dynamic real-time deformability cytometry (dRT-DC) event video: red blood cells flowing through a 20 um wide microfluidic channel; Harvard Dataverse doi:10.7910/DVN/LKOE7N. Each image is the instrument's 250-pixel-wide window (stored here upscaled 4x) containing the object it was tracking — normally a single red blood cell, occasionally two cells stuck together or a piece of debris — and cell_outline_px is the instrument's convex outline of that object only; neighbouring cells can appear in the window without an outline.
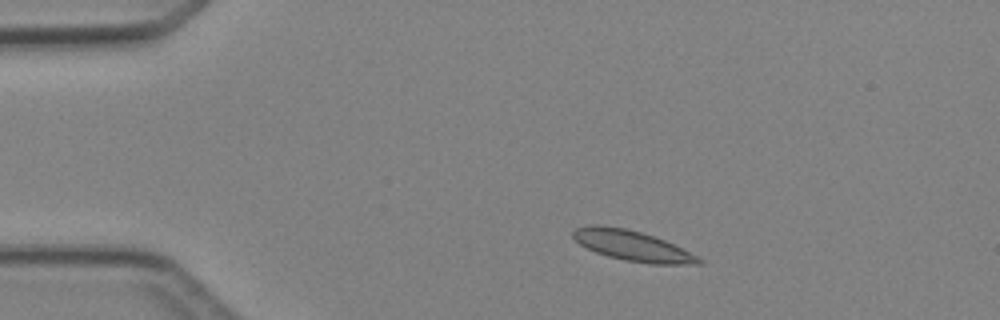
{"species": "Egyptian fruit bat (a non-hibernating species)", "species_latin": "Rousettus aegyptiacus", "temperature_condition": "cold", "stored_images_in_passage": 4, "camera_frame_rate_fps": 3000, "um_per_image_px": 0.085, "animal": {"sex": "female"}, "frame": {"image": 1, "passage_image": 1, "time_ms": 0.0, "image_size_px": [1000, 320], "cell_outline_px": [[704, 264], [652, 264], [624, 260], [608, 256], [596, 252], [580, 244], [572, 236], [572, 232], [576, 228], [592, 224], [600, 224], [624, 228], [640, 232], [664, 240], [700, 256], [704, 260]], "centroid_in_image_um": [53.78, 20.89], "position_along_channel_um": 31.2, "area_um2": 22.2}}
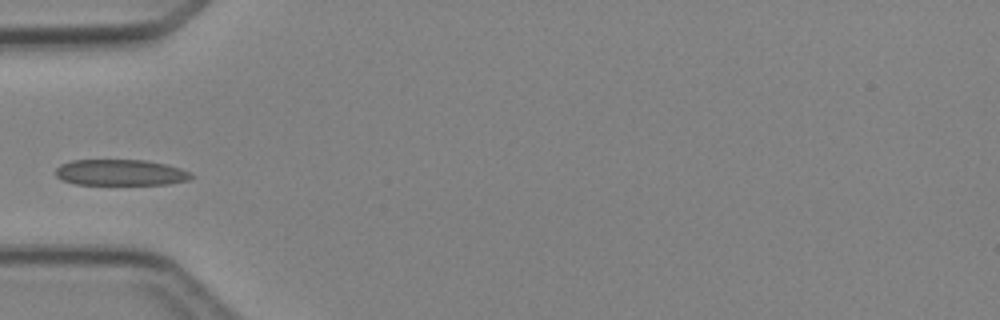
{"frame": {"image": 2, "passage_image": 3, "time_ms": 2.333, "image_size_px": [1000, 320], "cell_outline_px": [[196, 176], [188, 180], [168, 184], [76, 184], [64, 180], [56, 176], [56, 168], [60, 164], [72, 160], [148, 160], [180, 168]], "centroid_in_image_um": [10.25, 14.66], "position_along_channel_um": 74.7, "area_um2": 20.46}}
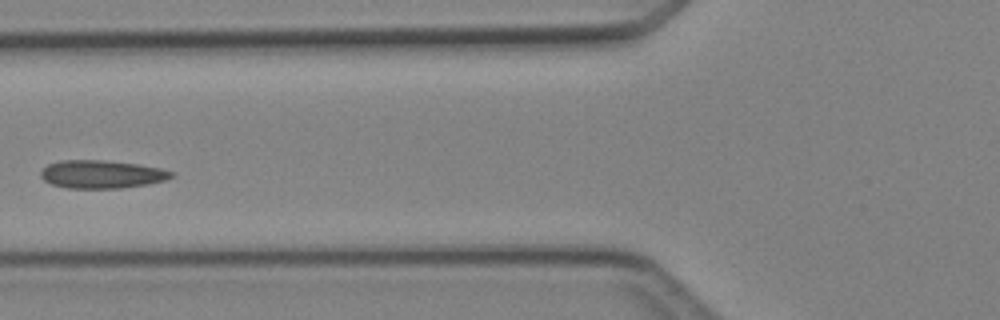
{"frame": {"image": 3, "passage_image": 4, "time_ms": 3.333, "image_size_px": [1000, 320], "cell_outline_px": [[172, 176], [164, 180], [148, 184], [120, 188], [68, 188], [52, 184], [44, 180], [40, 176], [40, 172], [48, 164], [60, 160], [104, 160], [140, 164], [160, 168], [172, 172]], "centroid_in_image_um": [8.61, 14.8], "position_along_channel_um": 117.2, "area_um2": 21.27}}